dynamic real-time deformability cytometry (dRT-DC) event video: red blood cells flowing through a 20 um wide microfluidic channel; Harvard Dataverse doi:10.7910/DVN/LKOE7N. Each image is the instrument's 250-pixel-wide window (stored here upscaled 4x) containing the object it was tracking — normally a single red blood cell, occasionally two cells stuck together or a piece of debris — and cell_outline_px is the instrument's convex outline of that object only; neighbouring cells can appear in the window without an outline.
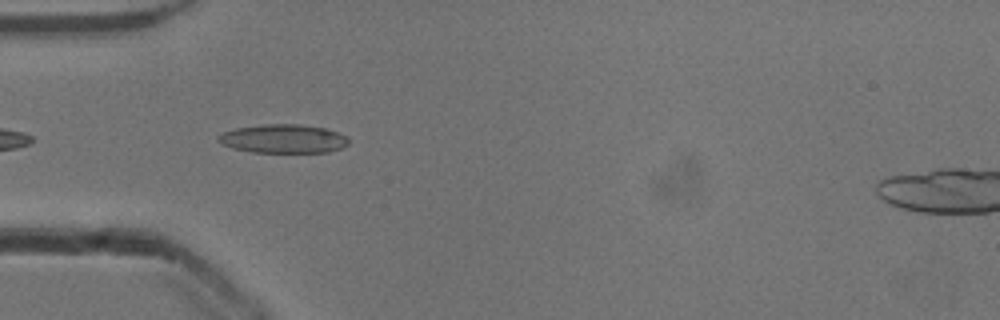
{"species": "common noctule bat (a hibernating species)", "species_latin": "Nyctalus noctula", "temperature_condition": "cold", "stored_images_in_passage": 8, "camera_frame_rate_fps": 3000, "um_per_image_px": 0.085, "animal": {"sex": "male", "body_mass_g": 13.3}, "frame": {"image": 1, "passage_image": 2, "time_ms": 0.333, "image_size_px": [1000, 320], "cell_outline_px": [[348, 144], [340, 148], [328, 152], [252, 152], [232, 148], [216, 140], [216, 136], [224, 132], [236, 128], [264, 124], [300, 124], [324, 128], [336, 132], [344, 136], [348, 140]], "centroid_in_image_um": [24.04, 11.79], "position_along_channel_um": 61.0, "area_um2": 21.62}}
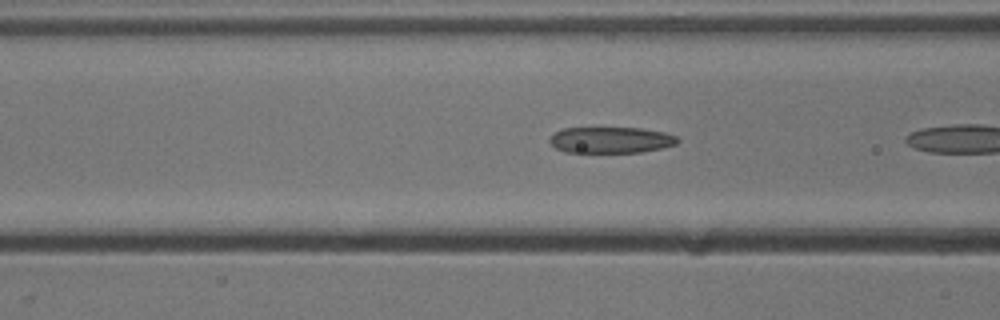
{"frame": {"image": 2, "passage_image": 4, "time_ms": 1.0, "image_size_px": [1000, 320], "cell_outline_px": [[680, 140], [676, 144], [660, 148], [640, 152], [564, 152], [556, 148], [548, 140], [556, 132], [564, 128], [640, 128], [664, 132], [676, 136]], "centroid_in_image_um": [51.93, 11.9], "position_along_channel_um": 114.7, "area_um2": 19.31}}